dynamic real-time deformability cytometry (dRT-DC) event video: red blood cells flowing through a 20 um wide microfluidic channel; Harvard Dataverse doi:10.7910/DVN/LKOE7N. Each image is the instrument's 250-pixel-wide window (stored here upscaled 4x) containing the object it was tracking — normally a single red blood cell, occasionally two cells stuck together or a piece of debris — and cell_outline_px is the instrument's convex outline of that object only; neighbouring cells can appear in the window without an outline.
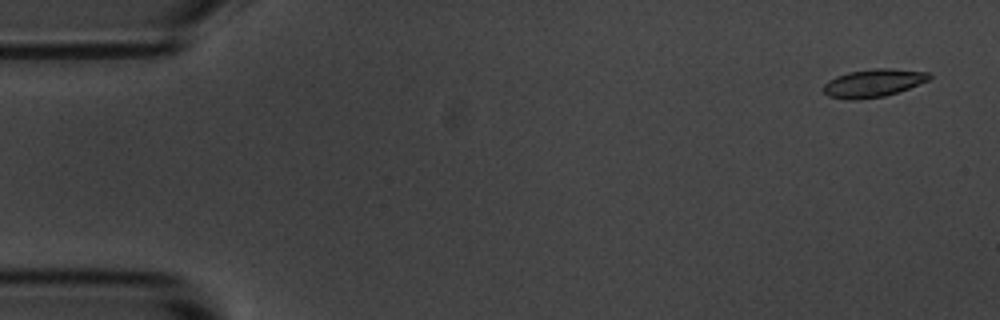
{"species": "common noctule bat (a hibernating species)", "species_latin": "Nyctalus noctula", "temperature_condition": "room temperature", "stored_images_in_passage": 4, "camera_frame_rate_fps": 3000, "um_per_image_px": 0.085, "animal": {"sex": "male", "body_mass_g": 20.1, "forearm_length_mm": 53.5}, "frame": {"image": 1, "passage_image": 1, "time_ms": 0.0, "image_size_px": [1000, 320], "cell_outline_px": [[932, 76], [928, 80], [908, 88], [884, 96], [856, 100], [848, 100], [828, 96], [824, 92], [824, 84], [828, 80], [836, 76], [848, 72], [872, 68], [888, 68], [928, 72]], "centroid_in_image_um": [74.19, 7.05], "position_along_channel_um": 10.8, "area_um2": 17.17}}
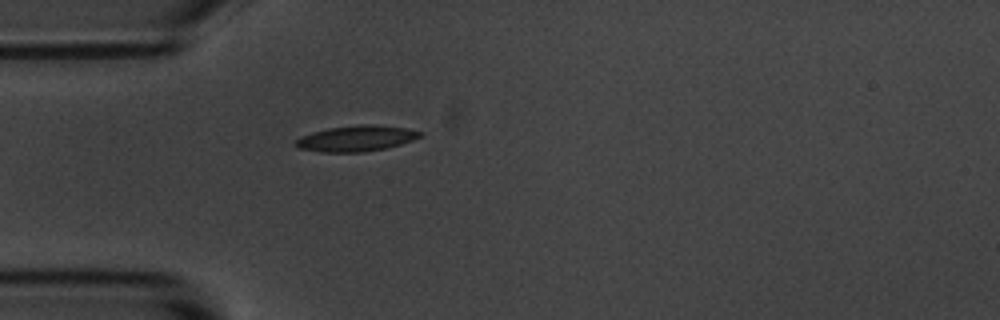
{"frame": {"image": 2, "passage_image": 4, "time_ms": 4.333, "image_size_px": [1000, 320], "cell_outline_px": [[424, 132], [420, 136], [412, 140], [400, 144], [384, 148], [364, 152], [320, 152], [300, 148], [296, 144], [296, 140], [312, 132], [328, 128], [360, 124], [372, 124], [404, 128]], "centroid_in_image_um": [30.3, 11.76], "position_along_channel_um": 54.7, "area_um2": 18.38}}